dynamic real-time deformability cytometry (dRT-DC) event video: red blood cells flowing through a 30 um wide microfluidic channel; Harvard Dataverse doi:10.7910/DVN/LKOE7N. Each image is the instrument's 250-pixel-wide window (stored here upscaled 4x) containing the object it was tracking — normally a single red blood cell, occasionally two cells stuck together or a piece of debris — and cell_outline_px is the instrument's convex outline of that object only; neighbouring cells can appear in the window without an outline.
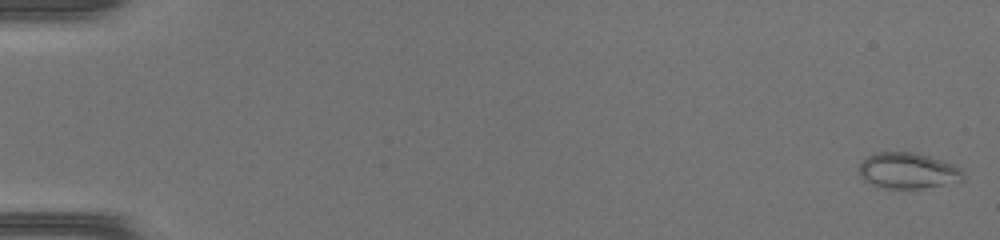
{"species": "common noctule bat (a hibernating species)", "species_latin": "Nyctalus noctula", "temperature_condition": "warm", "stored_images_in_passage": 50, "camera_frame_rate_fps": 3000, "um_per_image_px": 0.085, "animal": {"sex": "female", "body_mass_g": 17.0, "forearm_length_mm": 48.0}, "frame": {"image": 1, "passage_image": 1, "time_ms": 0.0, "image_size_px": [1000, 240], "cell_outline_px": [[964, 180], [924, 188], [884, 188], [872, 184], [864, 180], [860, 176], [860, 164], [868, 156], [876, 152], [920, 152], [964, 168]], "centroid_in_image_um": [77.23, 14.49], "position_along_channel_um": 7.8, "area_um2": 21.96}}
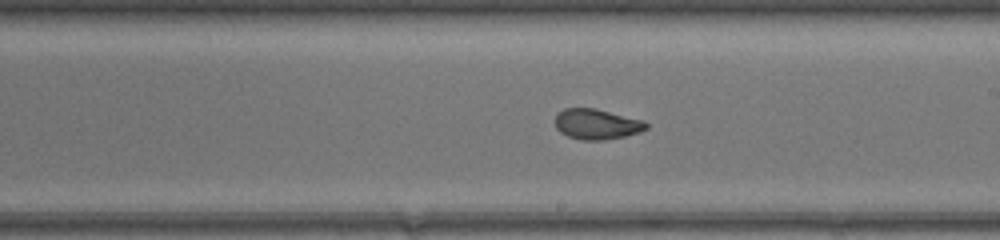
{"frame": {"image": 2, "passage_image": 30, "time_ms": 9.667, "image_size_px": [1000, 240], "cell_outline_px": [[648, 128], [640, 132], [624, 136], [604, 140], [580, 140], [568, 136], [560, 132], [556, 128], [556, 112], [564, 108], [592, 108], [644, 120], [648, 124]], "centroid_in_image_um": [50.71, 10.55], "position_along_channel_um": 238.3, "area_um2": 16.13}}
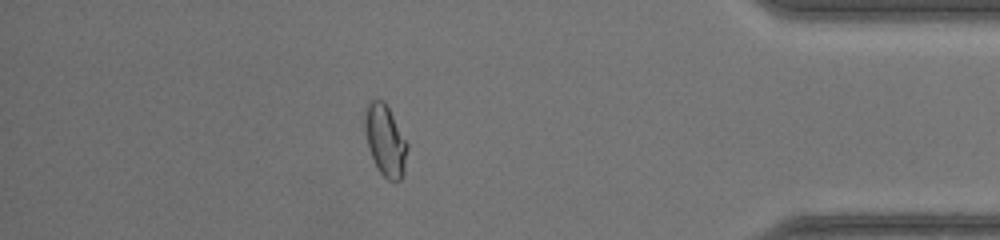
{"frame": {"image": 3, "passage_image": 44, "time_ms": 14.333, "image_size_px": [1000, 240], "cell_outline_px": [[408, 148], [404, 172], [400, 180], [396, 184], [388, 180], [380, 172], [368, 148], [364, 128], [364, 112], [368, 104], [372, 100], [384, 100], [408, 144]], "centroid_in_image_um": [32.75, 11.96], "position_along_channel_um": 402.4, "area_um2": 17.63}, "authors_computed_cell_mechanics": {"area_um2": 17.5712, "velocity_mm_per_s": 4.2631, "shape_relaxation_time_tau1_ms": null, "shape_relaxation_time_tau2_ms": 0.8044, "deformation_change_tau1": null, "deformation_change_tau2": 0.0436}}